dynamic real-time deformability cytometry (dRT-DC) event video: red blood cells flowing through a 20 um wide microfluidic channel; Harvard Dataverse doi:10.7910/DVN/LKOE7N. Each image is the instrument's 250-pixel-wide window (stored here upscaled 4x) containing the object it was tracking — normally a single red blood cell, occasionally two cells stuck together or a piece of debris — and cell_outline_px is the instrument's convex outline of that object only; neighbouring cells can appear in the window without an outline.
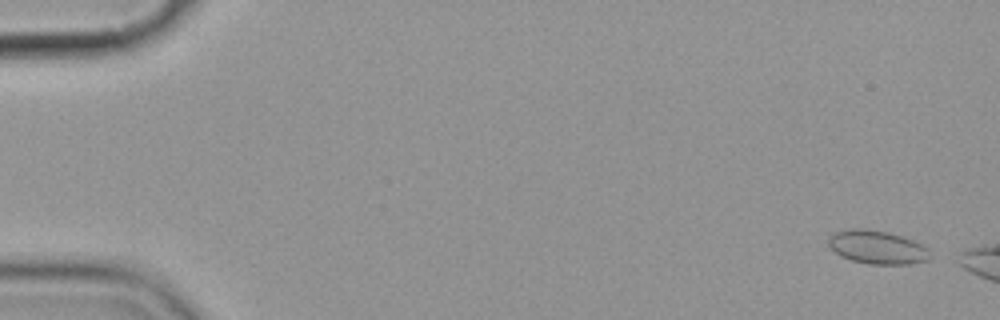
{"species": "common noctule bat (a hibernating species)", "species_latin": "Nyctalus noctula", "temperature_condition": "cold", "stored_images_in_passage": 3, "camera_frame_rate_fps": 3000, "um_per_image_px": 0.085, "animal": {"sex": "female", "body_mass_g": 19.9}, "frame": {"image": 1, "passage_image": 1, "time_ms": 0.0, "image_size_px": [1000, 320], "cell_outline_px": [[932, 260], [908, 264], [868, 264], [852, 260], [840, 256], [828, 244], [828, 236], [836, 232], [852, 228], [864, 228], [888, 232], [912, 240], [928, 248]], "centroid_in_image_um": [74.57, 21.02], "position_along_channel_um": 10.4, "area_um2": 19.83}}